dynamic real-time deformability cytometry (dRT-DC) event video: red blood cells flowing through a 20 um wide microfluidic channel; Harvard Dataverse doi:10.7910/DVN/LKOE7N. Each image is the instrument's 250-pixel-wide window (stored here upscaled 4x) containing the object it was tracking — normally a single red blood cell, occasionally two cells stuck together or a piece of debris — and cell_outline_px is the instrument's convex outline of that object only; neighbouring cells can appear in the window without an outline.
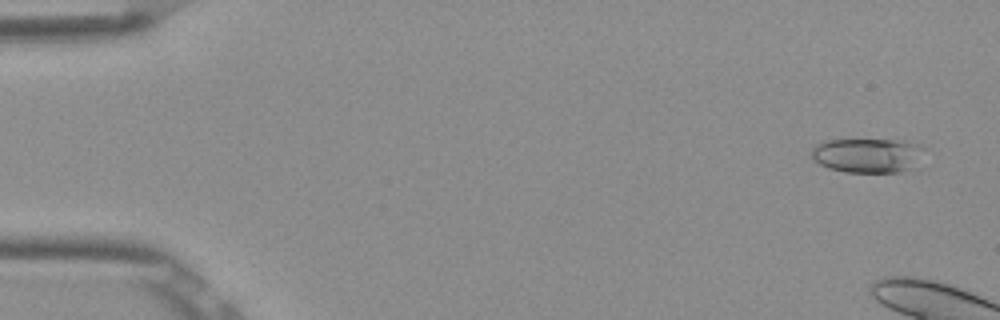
{"species": "Egyptian fruit bat (a non-hibernating species)", "species_latin": "Rousettus aegyptiacus", "temperature_condition": "room temperature", "stored_images_in_passage": 3, "camera_frame_rate_fps": 3000, "um_per_image_px": 0.085, "frame": {"image": 1, "passage_image": 1, "time_ms": 0.0, "image_size_px": [1000, 320], "cell_outline_px": [[924, 148], [908, 168], [900, 172], [844, 172], [828, 168], [812, 160], [808, 156], [812, 148], [816, 144], [824, 140], [904, 140], [920, 144]], "centroid_in_image_um": [73.6, 13.19], "position_along_channel_um": 11.4, "area_um2": 22.48}}